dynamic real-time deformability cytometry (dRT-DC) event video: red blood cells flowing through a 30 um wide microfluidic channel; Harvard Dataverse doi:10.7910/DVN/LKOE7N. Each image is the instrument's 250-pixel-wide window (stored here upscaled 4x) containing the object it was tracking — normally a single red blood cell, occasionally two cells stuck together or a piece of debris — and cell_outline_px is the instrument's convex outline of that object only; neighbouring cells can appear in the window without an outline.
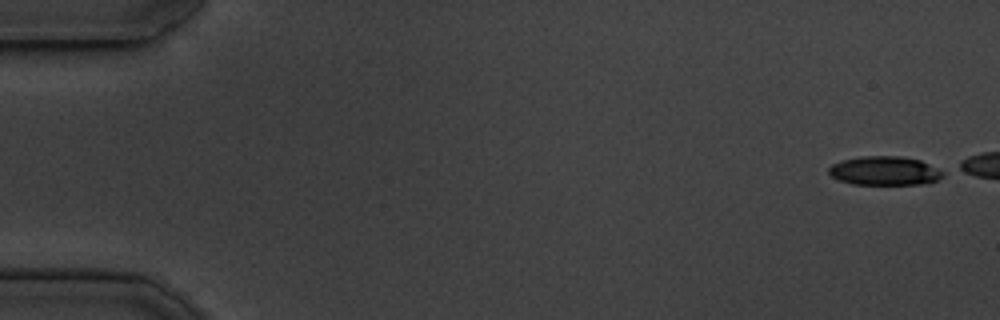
{"species": "common noctule bat (a hibernating species)", "species_latin": "Nyctalus noctula", "temperature_condition": "cold", "stored_images_in_passage": 8, "camera_frame_rate_fps": 3000, "um_per_image_px": 0.085, "animal": {"sex": "male", "body_mass_g": 19.5, "forearm_length_mm": 54.6}, "frame": {"image": 1, "passage_image": 1, "time_ms": 0.0, "image_size_px": [1000, 320], "cell_outline_px": [[944, 176], [936, 180], [924, 184], [852, 184], [840, 180], [832, 176], [828, 172], [828, 168], [832, 164], [840, 160], [860, 156], [900, 156], [920, 160], [944, 172]], "centroid_in_image_um": [75.17, 14.51], "position_along_channel_um": 9.8, "area_um2": 19.19}}